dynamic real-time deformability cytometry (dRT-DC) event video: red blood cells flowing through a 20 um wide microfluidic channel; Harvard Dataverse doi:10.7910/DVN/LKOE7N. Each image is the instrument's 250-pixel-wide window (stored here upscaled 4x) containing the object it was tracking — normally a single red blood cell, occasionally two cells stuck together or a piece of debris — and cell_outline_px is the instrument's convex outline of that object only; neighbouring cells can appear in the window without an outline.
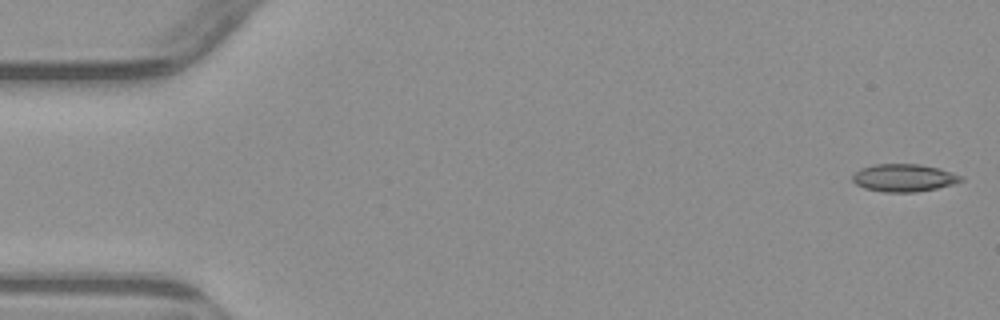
{"species": "common noctule bat (a hibernating species)", "species_latin": "Nyctalus noctula", "temperature_condition": "warm", "stored_images_in_passage": 5, "camera_frame_rate_fps": 3000, "um_per_image_px": 0.085, "animal": {"sex": "male", "body_mass_g": 23.1, "forearm_length_mm": 52.7}, "frame": {"image": 1, "passage_image": 1, "time_ms": 0.0, "image_size_px": [1000, 320], "cell_outline_px": [[964, 180], [952, 184], [936, 188], [916, 192], [884, 192], [864, 188], [856, 184], [852, 180], [852, 176], [860, 168], [872, 164], [920, 164], [940, 168], [964, 176]], "centroid_in_image_um": [76.83, 15.1], "position_along_channel_um": 8.2, "area_um2": 17.57}}
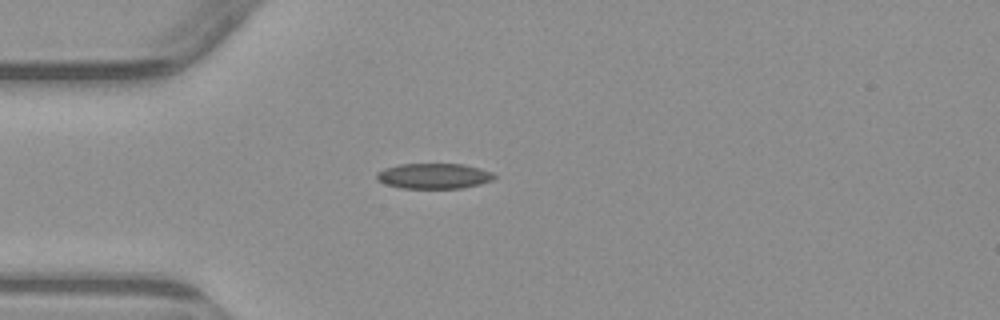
{"frame": {"image": 2, "passage_image": 4, "time_ms": 4.333, "image_size_px": [1000, 320], "cell_outline_px": [[496, 176], [492, 180], [480, 184], [460, 188], [400, 188], [384, 184], [376, 180], [376, 172], [384, 168], [400, 164], [464, 164], [480, 168], [492, 172]], "centroid_in_image_um": [36.84, 14.96], "position_along_channel_um": 48.2, "area_um2": 17.51}}